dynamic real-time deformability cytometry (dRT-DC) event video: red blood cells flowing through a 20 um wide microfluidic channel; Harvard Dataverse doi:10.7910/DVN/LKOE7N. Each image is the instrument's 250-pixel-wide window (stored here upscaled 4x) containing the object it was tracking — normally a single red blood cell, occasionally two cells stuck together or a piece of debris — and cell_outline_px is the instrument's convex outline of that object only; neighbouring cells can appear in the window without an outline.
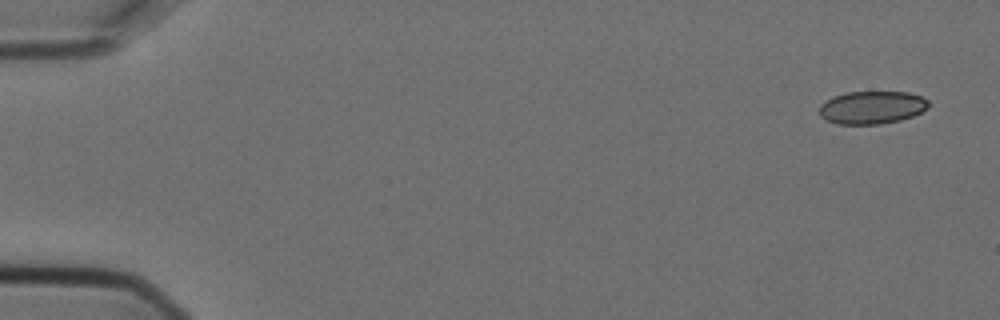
{"species": "Egyptian fruit bat (a non-hibernating species)", "species_latin": "Rousettus aegyptiacus", "temperature_condition": "cold", "stored_images_in_passage": 6, "camera_frame_rate_fps": 3000, "um_per_image_px": 0.085, "animal": {"sex": "female"}, "frame": {"image": 1, "passage_image": 1, "time_ms": 0.0, "image_size_px": [1000, 320], "cell_outline_px": [[928, 108], [912, 116], [900, 120], [880, 124], [836, 124], [820, 116], [820, 104], [824, 100], [832, 96], [848, 92], [908, 92], [920, 96], [928, 100]], "centroid_in_image_um": [74.09, 9.13], "position_along_channel_um": 10.9, "area_um2": 20.92}}
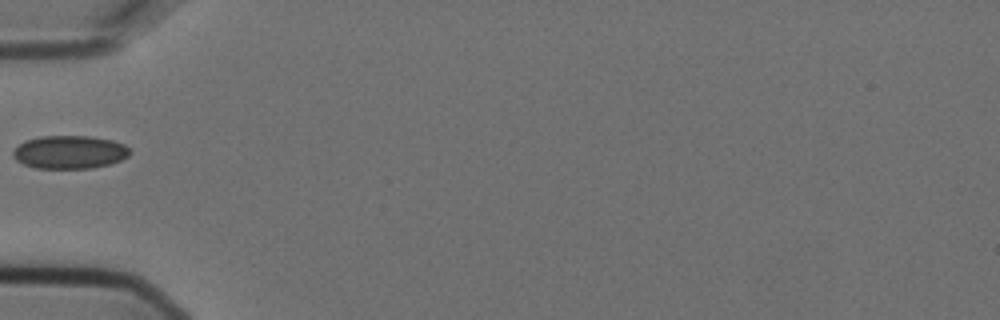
{"frame": {"image": 2, "passage_image": 5, "time_ms": 1.333, "image_size_px": [1000, 320], "cell_outline_px": [[132, 152], [128, 156], [120, 160], [108, 164], [92, 168], [36, 168], [24, 164], [16, 160], [12, 156], [12, 152], [24, 140], [40, 136], [88, 136], [112, 140], [124, 144]], "centroid_in_image_um": [5.9, 12.92], "position_along_channel_um": 79.1, "area_um2": 22.54}}
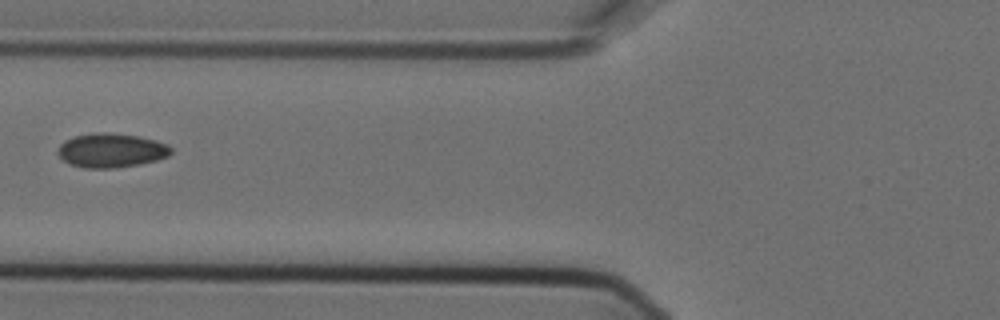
{"frame": {"image": 3, "passage_image": 6, "time_ms": 1.667, "image_size_px": [1000, 320], "cell_outline_px": [[172, 152], [168, 156], [156, 160], [140, 164], [116, 168], [84, 168], [68, 164], [56, 152], [60, 144], [64, 140], [76, 136], [92, 132], [108, 132], [140, 136], [156, 140], [168, 144], [172, 148]], "centroid_in_image_um": [9.45, 12.78], "position_along_channel_um": 116.3, "area_um2": 22.83}}